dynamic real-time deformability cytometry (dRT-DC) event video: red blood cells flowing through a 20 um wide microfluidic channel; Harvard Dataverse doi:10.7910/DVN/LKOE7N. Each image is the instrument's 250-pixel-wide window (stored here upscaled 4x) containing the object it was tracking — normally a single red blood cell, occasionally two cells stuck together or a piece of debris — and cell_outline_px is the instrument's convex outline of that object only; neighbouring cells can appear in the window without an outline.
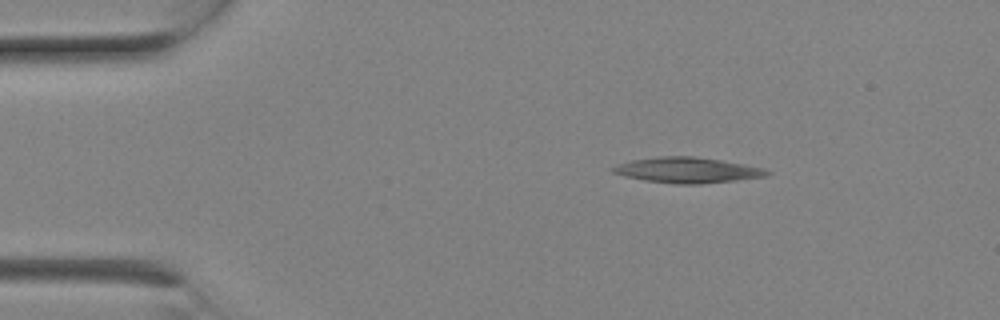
{"species": "Egyptian fruit bat (a non-hibernating species)", "species_latin": "Rousettus aegyptiacus", "temperature_condition": "room temperature", "stored_images_in_passage": 5, "camera_frame_rate_fps": 3000, "um_per_image_px": 0.085, "animal": {"sex": "female"}, "frame": {"image": 1, "passage_image": 1, "time_ms": 0.0, "image_size_px": [1000, 320], "cell_outline_px": [[772, 172], [768, 176], [736, 180], [700, 184], [676, 184], [644, 180], [624, 176], [612, 172], [608, 168], [632, 160], [660, 156], [692, 156], [720, 160], [744, 164], [764, 168]], "centroid_in_image_um": [58.43, 14.46], "position_along_channel_um": 26.6, "area_um2": 22.89}}
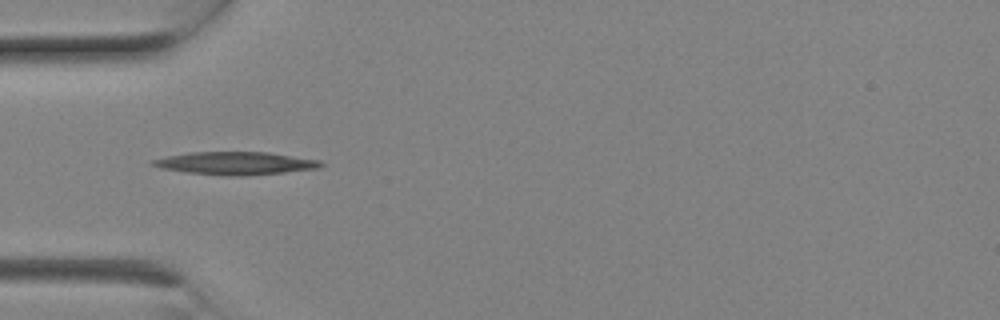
{"frame": {"image": 2, "passage_image": 4, "time_ms": 1.0, "image_size_px": [1000, 320], "cell_outline_px": [[324, 164], [320, 168], [284, 172], [244, 176], [224, 176], [184, 172], [160, 168], [148, 164], [148, 160], [188, 152], [268, 152], [320, 160]], "centroid_in_image_um": [19.95, 13.88], "position_along_channel_um": 65.0, "area_um2": 22.66}}
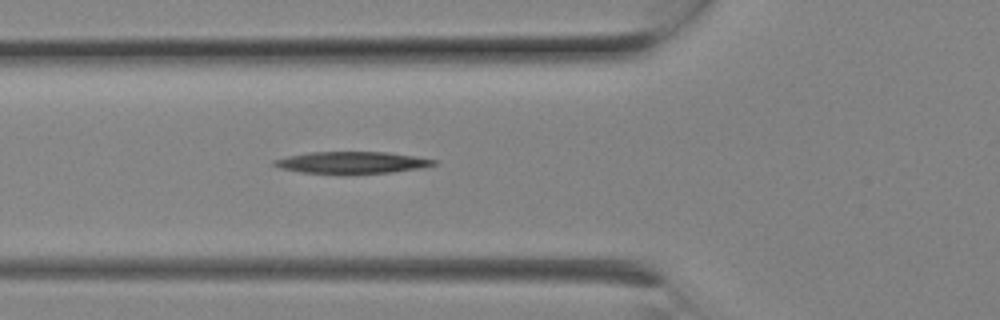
{"frame": {"image": 3, "passage_image": 5, "time_ms": 1.333, "image_size_px": [1000, 320], "cell_outline_px": [[436, 164], [424, 168], [392, 172], [300, 172], [280, 168], [272, 164], [272, 160], [288, 156], [308, 152], [388, 152], [416, 156], [436, 160]], "centroid_in_image_um": [29.93, 13.79], "position_along_channel_um": 95.9, "area_um2": 19.83}}